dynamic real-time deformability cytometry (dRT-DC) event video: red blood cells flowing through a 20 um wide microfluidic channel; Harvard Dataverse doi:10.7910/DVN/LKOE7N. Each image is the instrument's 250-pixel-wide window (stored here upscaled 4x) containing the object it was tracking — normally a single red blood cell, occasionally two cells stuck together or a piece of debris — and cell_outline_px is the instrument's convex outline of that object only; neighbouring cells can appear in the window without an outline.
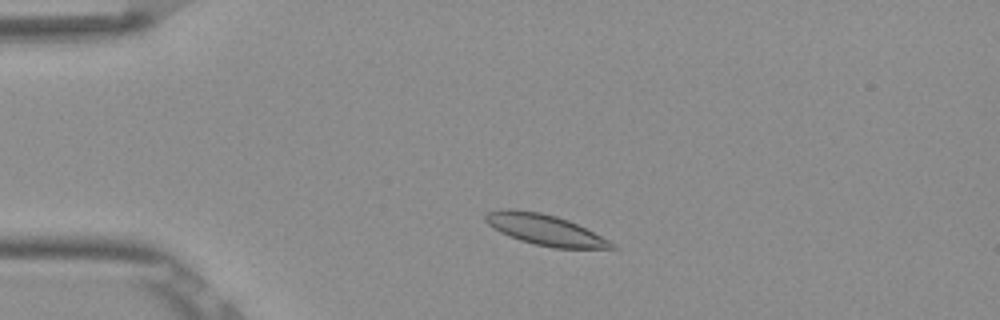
{"species": "Egyptian fruit bat (a non-hibernating species)", "species_latin": "Rousettus aegyptiacus", "temperature_condition": "room temperature", "stored_images_in_passage": 48, "camera_frame_rate_fps": 3000, "um_per_image_px": 0.085, "frame": {"image": 1, "passage_image": 7, "time_ms": 2.0, "image_size_px": [1000, 320], "cell_outline_px": [[620, 248], [552, 248], [520, 240], [500, 232], [492, 228], [484, 220], [484, 212], [500, 208], [516, 208], [540, 212], [556, 216], [568, 220], [616, 244]], "centroid_in_image_um": [46.24, 19.5], "position_along_channel_um": 38.8, "area_um2": 22.66}}
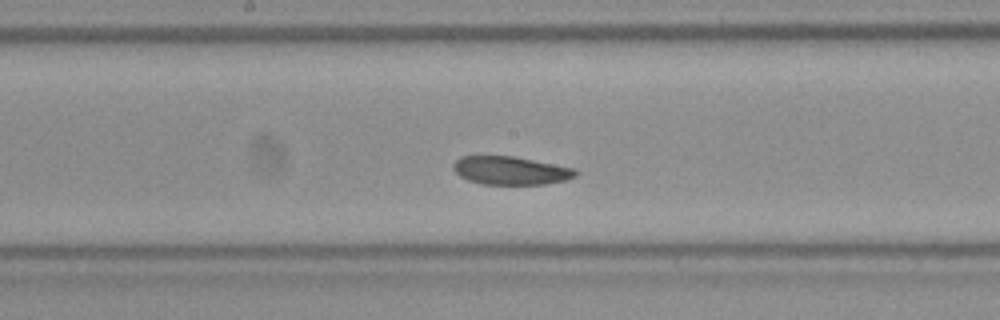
{"frame": {"image": 2, "passage_image": 23, "time_ms": 7.333, "image_size_px": [1000, 320], "cell_outline_px": [[580, 172], [576, 176], [564, 180], [544, 184], [480, 184], [468, 180], [460, 176], [452, 168], [452, 164], [460, 156], [512, 156], [576, 168]], "centroid_in_image_um": [43.4, 14.49], "position_along_channel_um": 204.8, "area_um2": 20.17}}
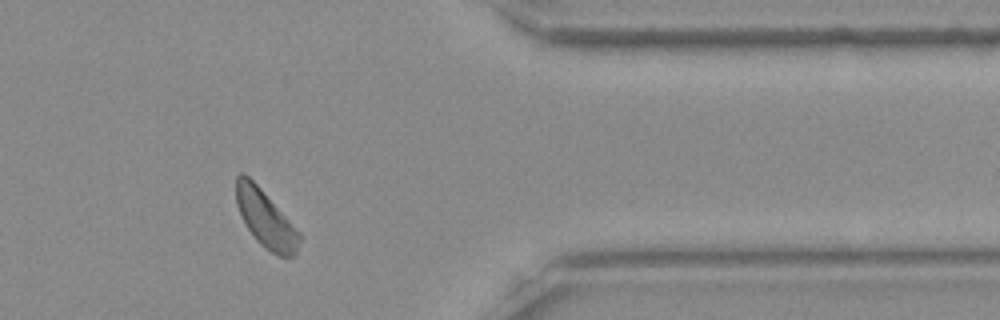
{"frame": {"image": 3, "passage_image": 39, "time_ms": 12.667, "image_size_px": [1000, 320], "cell_outline_px": [[304, 236], [296, 252], [292, 256], [280, 256], [264, 248], [256, 240], [248, 228], [236, 204], [236, 176], [240, 172], [244, 172], [260, 188]], "centroid_in_image_um": [22.6, 18.61], "position_along_channel_um": 388.8, "area_um2": 20.92}, "authors_computed_cell_mechanics": {"area_um2": 21.6461, "velocity_mm_per_s": 3.795, "shape_relaxation_time_tau1_ms": 2.1193, "shape_relaxation_time_tau2_ms": 10.9694, "deformation_change_tau1": 0.059, "deformation_change_tau2": 0.1281}}